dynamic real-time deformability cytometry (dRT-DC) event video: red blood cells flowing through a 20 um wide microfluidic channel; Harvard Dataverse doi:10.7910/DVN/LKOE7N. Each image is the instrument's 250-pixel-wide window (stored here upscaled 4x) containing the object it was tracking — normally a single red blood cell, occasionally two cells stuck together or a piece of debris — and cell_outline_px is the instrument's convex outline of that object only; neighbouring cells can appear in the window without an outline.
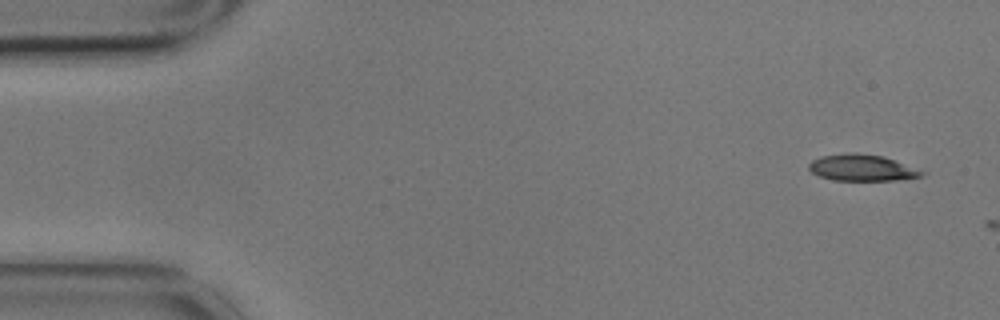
{"species": "common noctule bat (a hibernating species)", "species_latin": "Nyctalus noctula", "temperature_condition": "cold", "stored_images_in_passage": 2, "camera_frame_rate_fps": 3000, "um_per_image_px": 0.085, "animal": {"sex": "male", "body_mass_g": 17.9}, "frame": {"image": 1, "passage_image": 1, "time_ms": 0.0, "image_size_px": [1000, 320], "cell_outline_px": [[928, 172], [924, 176], [896, 180], [832, 180], [820, 176], [812, 172], [808, 168], [808, 164], [812, 160], [820, 156], [844, 152], [856, 152], [884, 156]], "centroid_in_image_um": [73.28, 14.24], "position_along_channel_um": 11.7, "area_um2": 17.69}}